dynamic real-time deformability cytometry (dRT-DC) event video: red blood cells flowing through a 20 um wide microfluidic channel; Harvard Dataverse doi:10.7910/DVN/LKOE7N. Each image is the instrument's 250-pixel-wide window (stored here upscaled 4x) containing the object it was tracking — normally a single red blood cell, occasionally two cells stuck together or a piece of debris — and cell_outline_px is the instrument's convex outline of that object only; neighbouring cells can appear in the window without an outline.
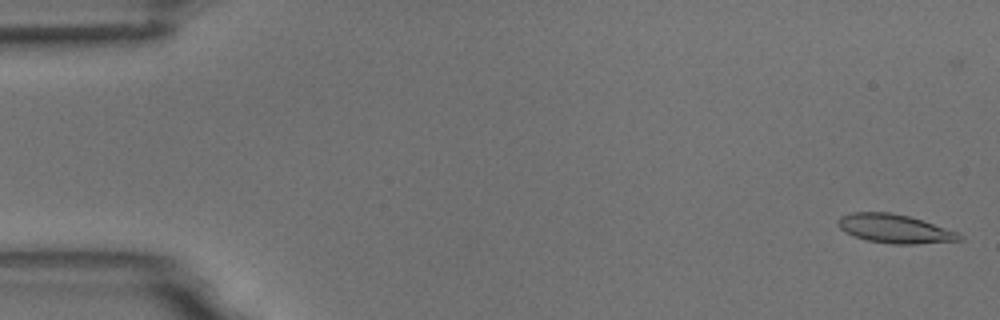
{"species": "common noctule bat (a hibernating species)", "species_latin": "Nyctalus noctula", "temperature_condition": "room temperature", "stored_images_in_passage": 54, "camera_frame_rate_fps": 3000, "um_per_image_px": 0.085, "animal": {"sex": "male", "body_mass_g": 18.8}, "frame": {"image": 1, "passage_image": 1, "time_ms": 0.0, "image_size_px": [1000, 320], "cell_outline_px": [[964, 240], [916, 244], [892, 244], [868, 240], [852, 236], [844, 232], [836, 224], [836, 220], [840, 216], [852, 212], [888, 212], [908, 216], [924, 220], [960, 232], [964, 236]], "centroid_in_image_um": [76.07, 19.44], "position_along_channel_um": 8.9, "area_um2": 20.75}}
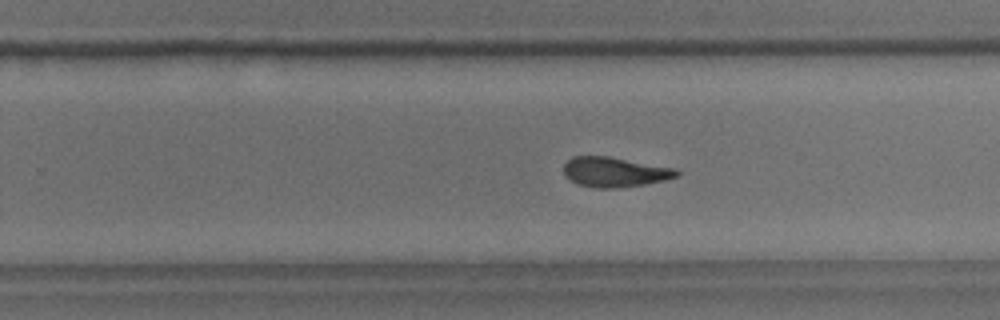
{"frame": {"image": 2, "passage_image": 34, "time_ms": 11.0, "image_size_px": [1000, 320], "cell_outline_px": [[680, 176], [664, 180], [644, 184], [616, 188], [596, 188], [576, 184], [564, 176], [564, 164], [572, 156], [608, 156], [676, 168], [680, 172]], "centroid_in_image_um": [52.24, 14.62], "position_along_channel_um": 277.6, "area_um2": 19.83}}
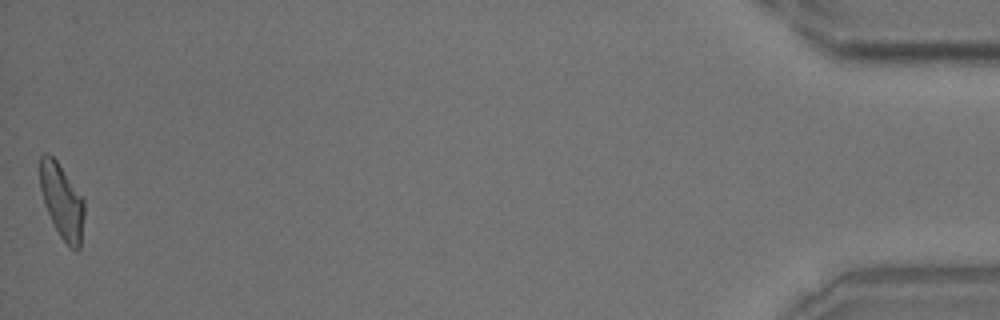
{"frame": {"image": 3, "passage_image": 54, "time_ms": 17.667, "image_size_px": [1000, 320], "cell_outline_px": [[84, 216], [80, 248], [76, 252], [60, 236], [44, 204], [40, 188], [40, 156], [44, 152], [48, 152], [56, 160], [84, 200]], "centroid_in_image_um": [5.26, 17.09], "position_along_channel_um": 429.9, "area_um2": 18.96}, "authors_computed_cell_mechanics": {"area_um2": 19.9121, "velocity_mm_per_s": 3.71, "shape_relaxation_time_tau1_ms": 6.4117, "shape_relaxation_time_tau2_ms": 4.2756, "deformation_change_tau1": 0.1983, "deformation_change_tau2": 0.1374}}